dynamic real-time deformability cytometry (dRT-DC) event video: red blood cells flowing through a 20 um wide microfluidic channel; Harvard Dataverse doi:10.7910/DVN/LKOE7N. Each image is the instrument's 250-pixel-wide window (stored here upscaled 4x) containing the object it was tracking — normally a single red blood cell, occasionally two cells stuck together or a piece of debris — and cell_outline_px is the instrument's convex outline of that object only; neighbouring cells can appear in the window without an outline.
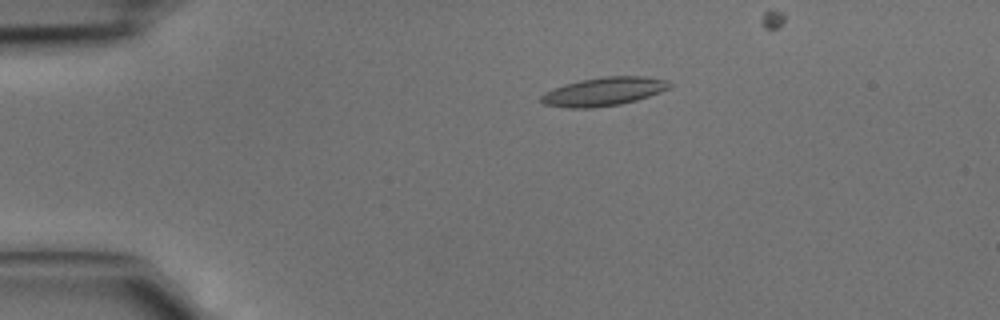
{"species": "common noctule bat (a hibernating species)", "species_latin": "Nyctalus noctula", "temperature_condition": "cold", "stored_images_in_passage": 4, "camera_frame_rate_fps": 3000, "um_per_image_px": 0.085, "animal": {"sex": "male", "body_mass_g": 15.6}, "frame": {"image": 1, "passage_image": 3, "time_ms": 0.667, "image_size_px": [1000, 320], "cell_outline_px": [[672, 88], [636, 100], [620, 104], [592, 108], [572, 108], [544, 104], [540, 100], [540, 96], [544, 92], [564, 84], [580, 80], [604, 76], [644, 76], [668, 80], [672, 84]], "centroid_in_image_um": [51.34, 7.77], "position_along_channel_um": 33.7, "area_um2": 21.39}}